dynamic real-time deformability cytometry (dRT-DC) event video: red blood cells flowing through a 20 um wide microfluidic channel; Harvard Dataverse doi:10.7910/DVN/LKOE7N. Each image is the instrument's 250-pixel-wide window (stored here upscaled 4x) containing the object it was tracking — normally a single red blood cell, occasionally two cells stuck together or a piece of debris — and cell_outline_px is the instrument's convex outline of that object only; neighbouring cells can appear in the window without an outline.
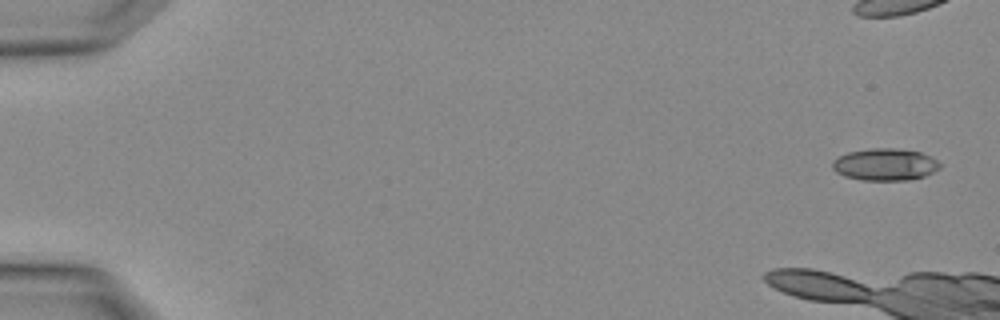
{"species": "Egyptian fruit bat (a non-hibernating species)", "species_latin": "Rousettus aegyptiacus", "temperature_condition": "warm", "stored_images_in_passage": 2, "segment_of_instrument_passage": [2, 2], "camera_frame_rate_fps": 3000, "um_per_image_px": 0.085, "animal": {"sex": "female"}, "frame": {"image": 1, "passage_image": 2, "time_ms": 0.333, "image_size_px": [1000, 320], "cell_outline_px": [[940, 168], [924, 176], [908, 180], [864, 180], [844, 176], [836, 172], [832, 168], [832, 160], [848, 152], [868, 148], [896, 148], [920, 152], [936, 160], [940, 164]], "centroid_in_image_um": [75.19, 13.98], "position_along_channel_um": 9.8, "area_um2": 20.0}}